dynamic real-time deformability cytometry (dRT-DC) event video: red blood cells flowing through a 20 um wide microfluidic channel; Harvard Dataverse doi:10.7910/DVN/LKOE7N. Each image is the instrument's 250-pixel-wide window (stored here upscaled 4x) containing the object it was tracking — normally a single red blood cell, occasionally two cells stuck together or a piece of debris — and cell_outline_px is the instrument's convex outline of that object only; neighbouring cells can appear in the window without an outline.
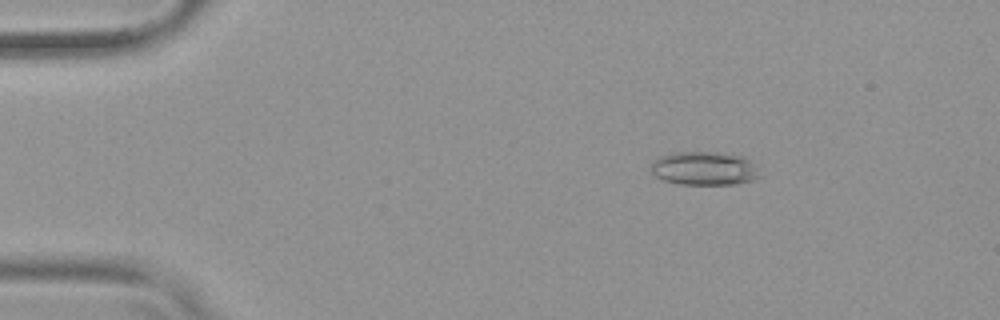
{"species": "common noctule bat (a hibernating species)", "species_latin": "Nyctalus noctula", "temperature_condition": "warm", "stored_images_in_passage": 46, "camera_frame_rate_fps": 3000, "um_per_image_px": 0.085, "animal": {"sex": "female", "body_mass_g": 19.9}, "frame": {"image": 1, "passage_image": 1, "time_ms": 0.0, "image_size_px": [1000, 320], "cell_outline_px": [[764, 176], [752, 180], [736, 184], [680, 184], [664, 180], [656, 176], [652, 172], [652, 164], [660, 156], [672, 152], [716, 152], [740, 156], [748, 160]], "centroid_in_image_um": [59.88, 14.32], "position_along_channel_um": 25.1, "area_um2": 21.1}}
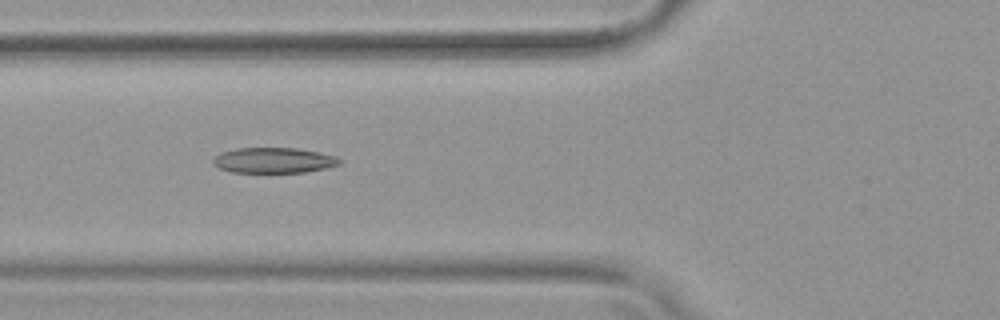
{"frame": {"image": 2, "passage_image": 13, "time_ms": 4.0, "image_size_px": [1000, 320], "cell_outline_px": [[340, 164], [324, 168], [304, 172], [232, 172], [220, 168], [212, 164], [212, 160], [216, 156], [224, 152], [236, 148], [296, 148], [320, 152], [336, 156], [340, 160]], "centroid_in_image_um": [23.26, 13.62], "position_along_channel_um": 102.5, "area_um2": 18.55}}
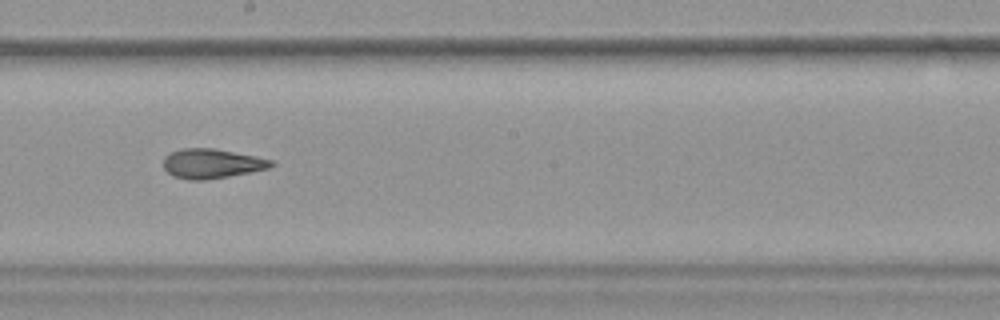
{"frame": {"image": 3, "passage_image": 23, "time_ms": 7.333, "image_size_px": [1000, 320], "cell_outline_px": [[276, 164], [268, 168], [228, 176], [204, 180], [188, 180], [172, 176], [164, 168], [164, 156], [180, 148], [212, 148], [272, 160]], "centroid_in_image_um": [17.95, 13.91], "position_along_channel_um": 230.3, "area_um2": 18.26}, "authors_computed_cell_mechanics": {"area_um2": 19.0162, "velocity_mm_per_s": 3.8405, "shape_relaxation_time_tau1_ms": 6.582, "shape_relaxation_time_tau2_ms": 2.5659, "deformation_change_tau1": 0.2043, "deformation_change_tau2": 0.1232}}